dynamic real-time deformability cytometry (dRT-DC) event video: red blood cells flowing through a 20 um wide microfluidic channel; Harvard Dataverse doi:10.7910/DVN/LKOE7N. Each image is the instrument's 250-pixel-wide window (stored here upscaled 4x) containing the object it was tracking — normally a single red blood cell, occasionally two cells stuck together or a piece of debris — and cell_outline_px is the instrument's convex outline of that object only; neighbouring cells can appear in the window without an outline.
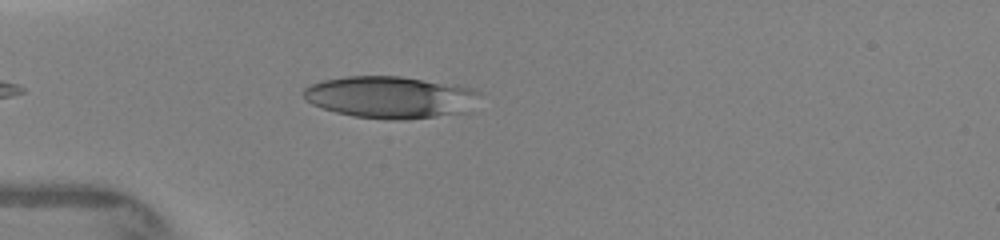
{"species": "human", "species_latin": "Homo sapiens", "temperature_condition": "warm", "stored_images_in_passage": 13, "camera_frame_rate_fps": 3000, "um_per_image_px": 0.085, "donor": {"sex": "female"}, "frame": {"image": 1, "passage_image": 3, "time_ms": 1.0, "image_size_px": [1000, 240], "cell_outline_px": [[480, 92], [460, 112], [404, 120], [392, 120], [352, 116], [336, 112], [312, 104], [304, 100], [300, 92], [304, 88], [312, 84], [324, 80], [348, 76], [400, 76], [456, 84], [472, 88]], "centroid_in_image_um": [33.04, 8.24], "position_along_channel_um": 52.0, "area_um2": 42.48}}
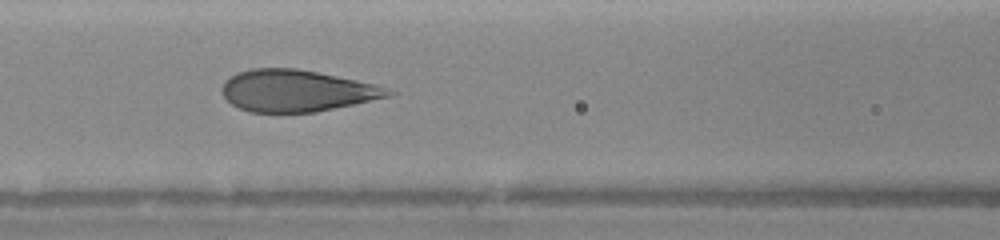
{"frame": {"image": 2, "passage_image": 8, "time_ms": 3.333, "image_size_px": [1000, 240], "cell_outline_px": [[396, 92], [392, 96], [316, 112], [248, 112], [232, 104], [220, 92], [224, 84], [232, 76], [240, 72], [252, 68], [296, 68], [376, 84], [388, 88]], "centroid_in_image_um": [25.24, 7.72], "position_along_channel_um": 141.4, "area_um2": 40.11}}
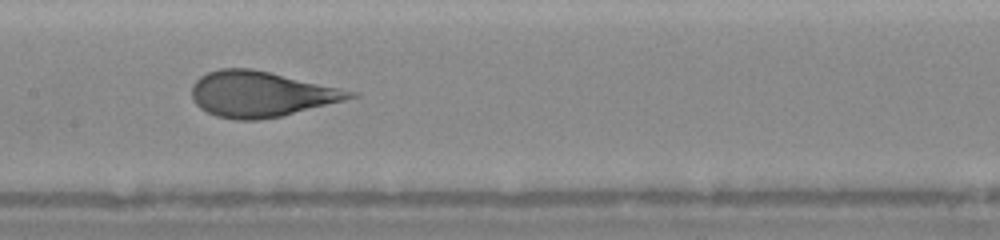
{"frame": {"image": 3, "passage_image": 11, "time_ms": 4.333, "image_size_px": [1000, 240], "cell_outline_px": [[356, 96], [344, 100], [280, 116], [256, 120], [236, 120], [216, 116], [200, 108], [196, 104], [192, 96], [192, 84], [200, 76], [208, 72], [220, 68], [252, 68], [340, 88], [356, 92]], "centroid_in_image_um": [22.12, 7.99], "position_along_channel_um": 185.3, "area_um2": 41.5}}